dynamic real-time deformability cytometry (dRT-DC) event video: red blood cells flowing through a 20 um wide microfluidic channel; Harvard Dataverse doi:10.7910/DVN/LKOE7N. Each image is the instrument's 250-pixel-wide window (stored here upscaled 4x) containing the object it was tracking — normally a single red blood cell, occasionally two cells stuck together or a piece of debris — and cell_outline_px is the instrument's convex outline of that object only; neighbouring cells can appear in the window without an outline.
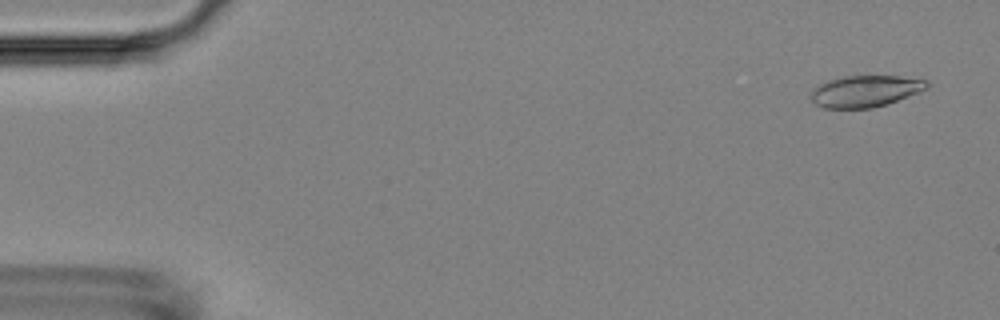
{"species": "Egyptian fruit bat (a non-hibernating species)", "species_latin": "Rousettus aegyptiacus", "temperature_condition": "room temperature", "stored_images_in_passage": 14, "camera_frame_rate_fps": 3000, "um_per_image_px": 0.085, "animal": {"sex": "female"}, "frame": {"image": 1, "passage_image": 3, "time_ms": 0.667, "image_size_px": [1000, 320], "cell_outline_px": [[928, 88], [908, 96], [872, 108], [824, 108], [816, 104], [812, 100], [812, 88], [828, 80], [844, 76], [900, 76], [928, 80]], "centroid_in_image_um": [73.54, 7.74], "position_along_channel_um": 11.5, "area_um2": 21.1}}